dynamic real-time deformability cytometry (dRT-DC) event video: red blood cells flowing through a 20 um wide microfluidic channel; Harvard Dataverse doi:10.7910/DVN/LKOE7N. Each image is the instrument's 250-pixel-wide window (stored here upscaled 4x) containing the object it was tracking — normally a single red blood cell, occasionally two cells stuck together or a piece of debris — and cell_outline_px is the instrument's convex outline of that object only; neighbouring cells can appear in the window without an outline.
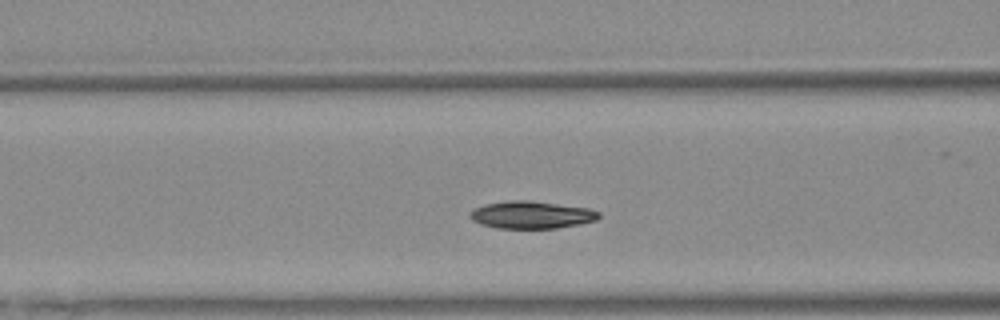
{"species": "Egyptian fruit bat (a non-hibernating species)", "species_latin": "Rousettus aegyptiacus", "temperature_condition": "warm", "stored_images_in_passage": 39, "camera_frame_rate_fps": 3000, "um_per_image_px": 0.085, "animal": {"sex": "female"}, "frame": {"image": 1, "passage_image": 8, "time_ms": 2.333, "image_size_px": [1000, 320], "cell_outline_px": [[600, 216], [596, 220], [580, 224], [556, 228], [496, 228], [480, 224], [472, 220], [468, 216], [468, 212], [484, 204], [508, 200], [528, 200], [588, 208], [600, 212]], "centroid_in_image_um": [45.14, 18.26], "position_along_channel_um": 121.5, "area_um2": 20.63}}
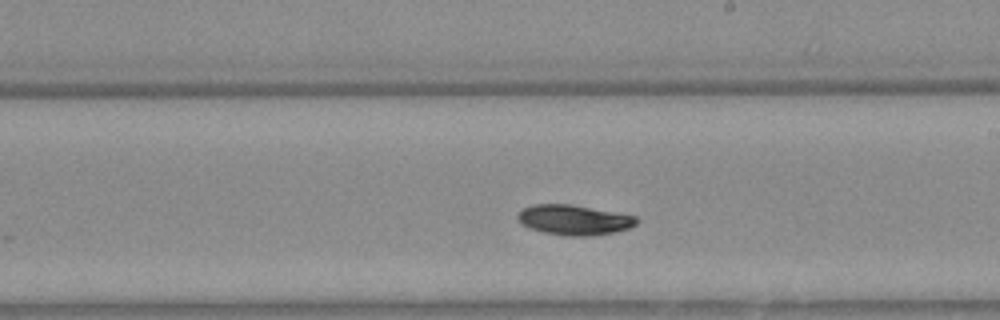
{"frame": {"image": 2, "passage_image": 17, "time_ms": 5.333, "image_size_px": [1000, 320], "cell_outline_px": [[640, 220], [636, 224], [628, 228], [616, 232], [592, 236], [564, 236], [544, 232], [528, 228], [520, 224], [516, 220], [516, 216], [524, 208], [532, 204], [568, 204], [616, 212], [636, 216]], "centroid_in_image_um": [48.77, 18.7], "position_along_channel_um": 240.2, "area_um2": 21.04}}
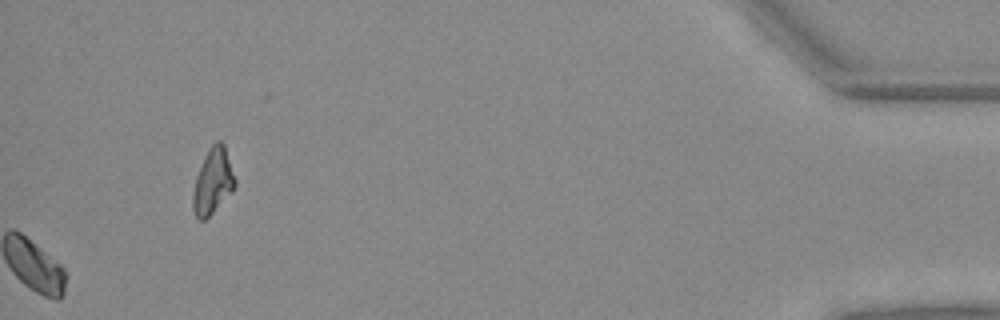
{"frame": {"image": 3, "passage_image": 39, "time_ms": 12.667, "image_size_px": [1000, 320], "cell_outline_px": [[236, 184], [232, 192], [204, 220], [200, 220], [196, 216], [192, 208], [192, 196], [196, 176], [204, 156], [212, 144], [216, 140], [220, 140], [224, 144], [236, 180]], "centroid_in_image_um": [18.09, 15.39], "position_along_channel_um": 417.1, "area_um2": 15.95}}